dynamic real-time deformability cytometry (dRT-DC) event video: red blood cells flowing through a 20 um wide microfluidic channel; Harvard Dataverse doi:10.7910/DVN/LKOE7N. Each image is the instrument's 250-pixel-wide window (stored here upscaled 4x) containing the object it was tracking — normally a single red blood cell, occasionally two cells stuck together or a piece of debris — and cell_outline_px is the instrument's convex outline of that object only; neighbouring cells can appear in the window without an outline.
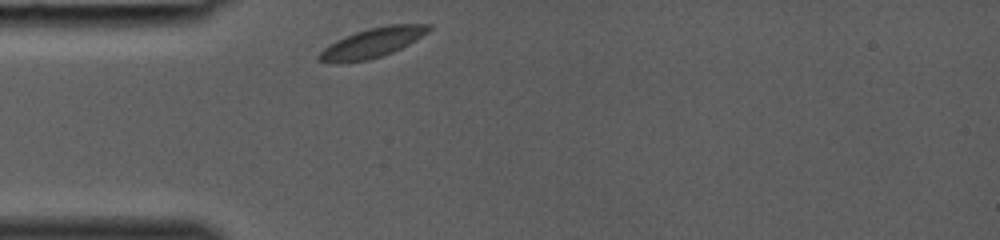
{"species": "common noctule bat (a hibernating species)", "species_latin": "Nyctalus noctula", "temperature_condition": "room temperature", "stored_images_in_passage": 24, "camera_frame_rate_fps": 3000, "um_per_image_px": 0.085, "animal": {"sex": "female", "body_mass_g": 19.0, "forearm_length_mm": 53.3}, "frame": {"image": 1, "passage_image": 1, "time_ms": 0.0, "image_size_px": [1000, 240], "cell_outline_px": [[432, 28], [428, 32], [416, 40], [392, 52], [368, 60], [340, 64], [332, 64], [320, 60], [316, 56], [324, 48], [336, 40], [356, 32], [368, 28], [388, 24], [432, 24]], "centroid_in_image_um": [31.63, 3.64], "position_along_channel_um": 53.4, "area_um2": 18.96}}
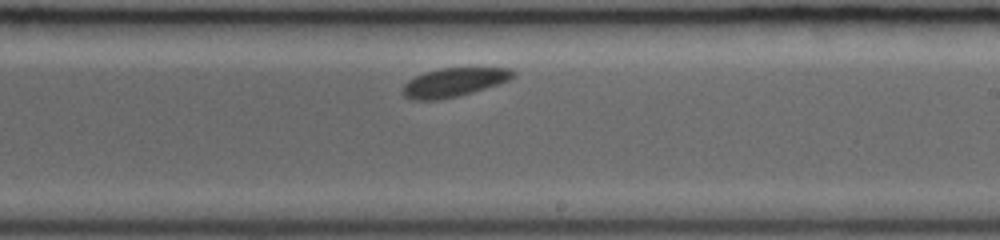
{"frame": {"image": 2, "passage_image": 14, "time_ms": 4.333, "image_size_px": [1000, 240], "cell_outline_px": [[516, 76], [500, 84], [472, 92], [456, 96], [436, 100], [412, 100], [404, 96], [400, 92], [400, 88], [408, 80], [424, 72], [440, 68], [512, 68], [516, 72]], "centroid_in_image_um": [38.56, 6.99], "position_along_channel_um": 250.4, "area_um2": 18.67}}
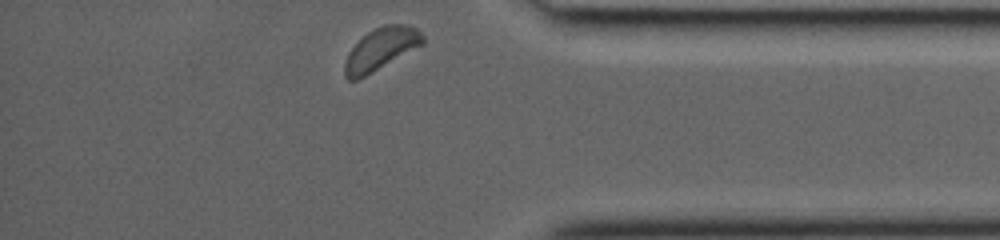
{"frame": {"image": 3, "passage_image": 24, "time_ms": 7.667, "image_size_px": [1000, 240], "cell_outline_px": [[424, 44], [372, 72], [356, 80], [348, 80], [344, 76], [344, 64], [348, 52], [368, 32], [384, 24], [408, 24], [416, 28], [424, 36]], "centroid_in_image_um": [32.39, 4.16], "position_along_channel_um": 402.8, "area_um2": 18.96}}